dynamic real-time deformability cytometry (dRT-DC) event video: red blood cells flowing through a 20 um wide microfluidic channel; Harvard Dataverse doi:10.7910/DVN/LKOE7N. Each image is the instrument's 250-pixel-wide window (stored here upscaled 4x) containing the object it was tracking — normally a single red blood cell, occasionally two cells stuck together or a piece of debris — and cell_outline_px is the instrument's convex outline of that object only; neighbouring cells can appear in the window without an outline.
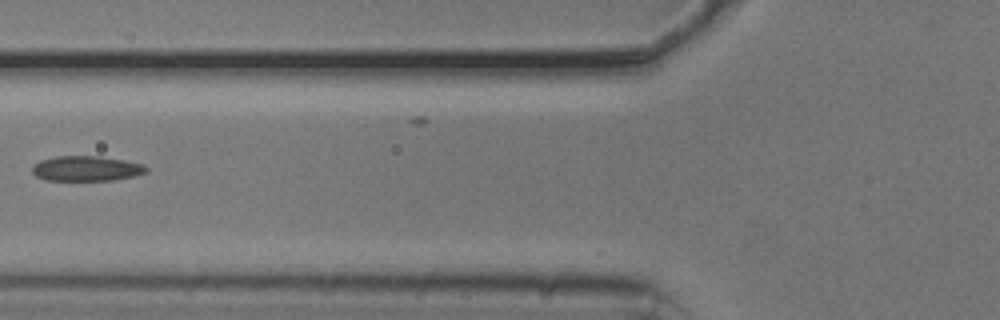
{"species": "common noctule bat (a hibernating species)", "species_latin": "Nyctalus noctula", "temperature_condition": "cold", "stored_images_in_passage": 34, "camera_frame_rate_fps": 3000, "um_per_image_px": 0.085, "animal": {"sex": "male", "body_mass_g": 20.5, "forearm_length_mm": 52.5}, "frame": {"image": 1, "passage_image": 2, "time_ms": 0.333, "image_size_px": [1000, 320], "cell_outline_px": [[148, 172], [136, 176], [112, 180], [44, 180], [36, 176], [32, 172], [32, 164], [40, 160], [56, 156], [100, 156], [124, 160], [144, 164], [148, 168]], "centroid_in_image_um": [7.35, 14.32], "position_along_channel_um": 118.5, "area_um2": 16.88}}
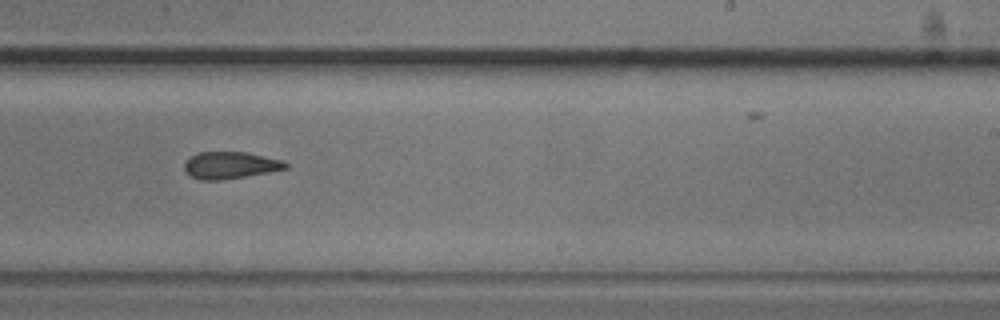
{"frame": {"image": 2, "passage_image": 14, "time_ms": 4.333, "image_size_px": [1000, 320], "cell_outline_px": [[288, 168], [268, 172], [220, 180], [200, 180], [192, 176], [184, 168], [184, 164], [196, 152], [244, 152], [284, 160], [288, 164]], "centroid_in_image_um": [19.59, 14.04], "position_along_channel_um": 269.4, "area_um2": 15.66}}
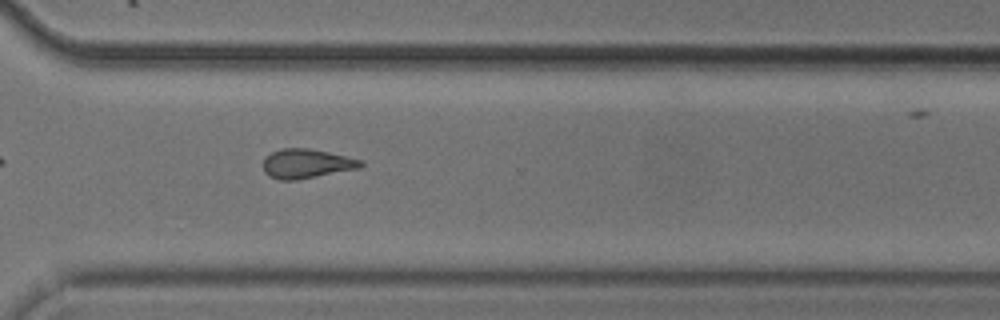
{"frame": {"image": 3, "passage_image": 20, "time_ms": 6.333, "image_size_px": [1000, 320], "cell_outline_px": [[364, 164], [360, 168], [296, 180], [280, 180], [268, 176], [264, 172], [264, 156], [280, 148], [308, 148], [328, 152], [364, 160]], "centroid_in_image_um": [26.05, 13.9], "position_along_channel_um": 344.6, "area_um2": 16.76}}